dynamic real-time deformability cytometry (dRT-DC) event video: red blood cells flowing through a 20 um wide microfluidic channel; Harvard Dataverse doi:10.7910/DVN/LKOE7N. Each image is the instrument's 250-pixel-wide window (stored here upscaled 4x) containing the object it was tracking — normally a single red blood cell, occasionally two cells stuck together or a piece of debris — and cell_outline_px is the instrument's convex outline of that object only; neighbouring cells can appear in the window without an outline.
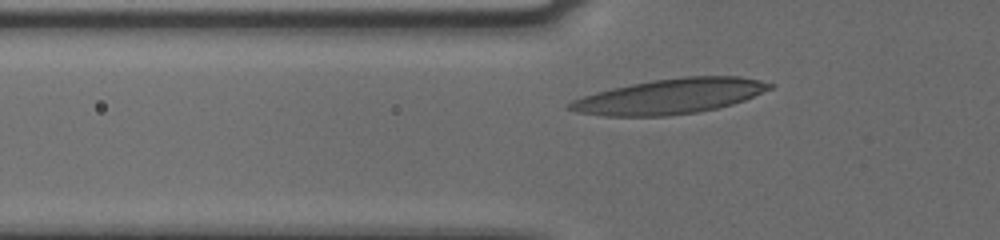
{"species": "human", "species_latin": "Homo sapiens", "temperature_condition": "cold", "stored_images_in_passage": 37, "camera_frame_rate_fps": 3000, "um_per_image_px": 0.085, "donor": {"sex": "male"}, "frame": {"image": 1, "passage_image": 8, "time_ms": 2.333, "image_size_px": [1000, 240], "cell_outline_px": [[776, 84], [772, 88], [744, 100], [732, 104], [716, 108], [696, 112], [664, 116], [604, 116], [576, 112], [564, 108], [572, 100], [596, 92], [612, 88], [652, 80], [684, 76], [740, 76], [760, 80]], "centroid_in_image_um": [56.94, 8.18], "position_along_channel_um": 68.9, "area_um2": 40.86}}
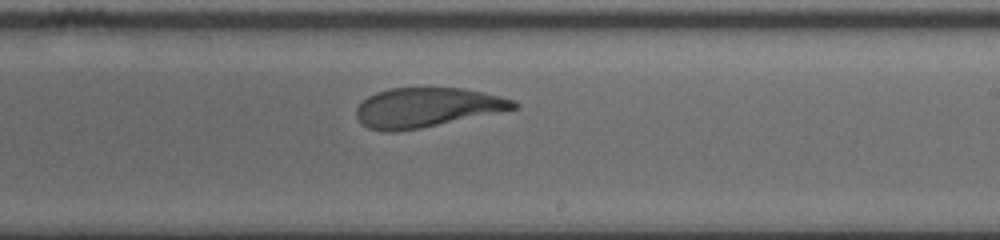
{"frame": {"image": 2, "passage_image": 23, "time_ms": 7.333, "image_size_px": [1000, 240], "cell_outline_px": [[520, 108], [420, 128], [396, 132], [384, 132], [368, 128], [356, 116], [356, 108], [368, 96], [376, 92], [388, 88], [464, 88], [484, 92], [516, 100], [520, 104]], "centroid_in_image_um": [36.32, 9.13], "position_along_channel_um": 252.7, "area_um2": 36.3}}
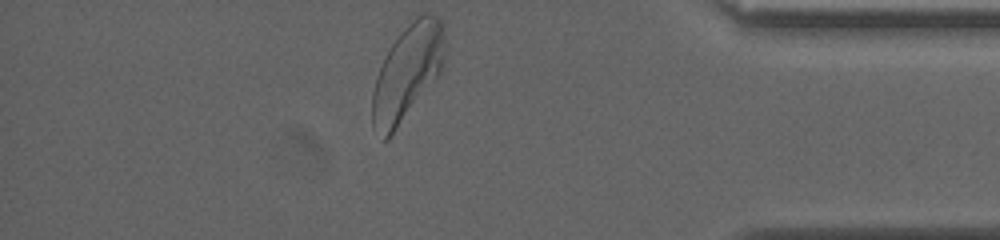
{"frame": {"image": 3, "passage_image": 37, "time_ms": 12.0, "image_size_px": [1000, 240], "cell_outline_px": [[444, 60], [440, 72], [388, 140], [384, 140], [372, 124], [372, 92], [376, 76], [392, 44], [400, 32], [416, 16], [424, 12], [428, 12], [436, 16], [444, 24]], "centroid_in_image_um": [34.62, 6.13], "position_along_channel_um": 400.6, "area_um2": 39.77}, "authors_computed_cell_mechanics": {"area_um2": 37.5122, "velocity_mm_per_s": 3.7403, "shape_relaxation_time_tau1_ms": 4.0121, "shape_relaxation_time_tau2_ms": 1.4062, "deformation_change_tau1": 0.1817, "deformation_change_tau2": 0.0931}}